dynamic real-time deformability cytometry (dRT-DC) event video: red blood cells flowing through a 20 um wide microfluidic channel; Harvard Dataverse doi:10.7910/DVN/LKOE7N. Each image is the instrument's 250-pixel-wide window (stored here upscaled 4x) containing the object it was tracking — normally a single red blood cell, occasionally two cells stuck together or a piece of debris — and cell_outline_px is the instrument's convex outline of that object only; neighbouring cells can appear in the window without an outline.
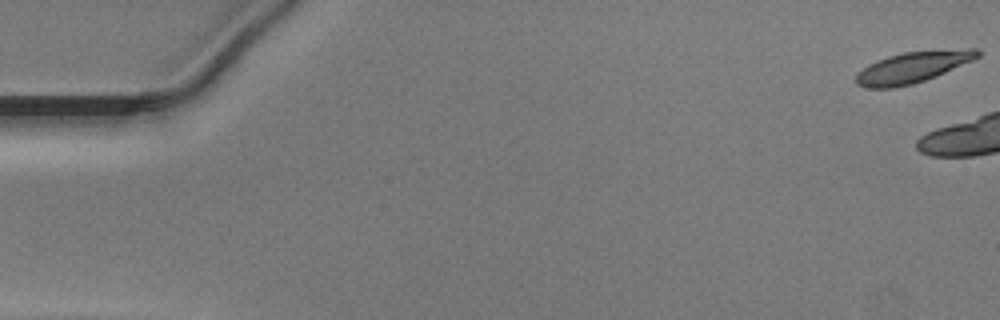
{"species": "Egyptian fruit bat (a non-hibernating species)", "species_latin": "Rousettus aegyptiacus", "temperature_condition": "warm", "stored_images_in_passage": 6, "camera_frame_rate_fps": 3000, "um_per_image_px": 0.085, "animal": {"sex": "male"}, "frame": {"image": 1, "passage_image": 1, "time_ms": 0.0, "image_size_px": [1000, 320], "cell_outline_px": [[980, 56], [972, 60], [936, 76], [912, 84], [892, 88], [864, 88], [856, 84], [856, 76], [868, 64], [876, 60], [888, 56], [904, 52], [968, 48], [980, 48]], "centroid_in_image_um": [77.58, 5.71], "position_along_channel_um": 7.4, "area_um2": 21.91}}